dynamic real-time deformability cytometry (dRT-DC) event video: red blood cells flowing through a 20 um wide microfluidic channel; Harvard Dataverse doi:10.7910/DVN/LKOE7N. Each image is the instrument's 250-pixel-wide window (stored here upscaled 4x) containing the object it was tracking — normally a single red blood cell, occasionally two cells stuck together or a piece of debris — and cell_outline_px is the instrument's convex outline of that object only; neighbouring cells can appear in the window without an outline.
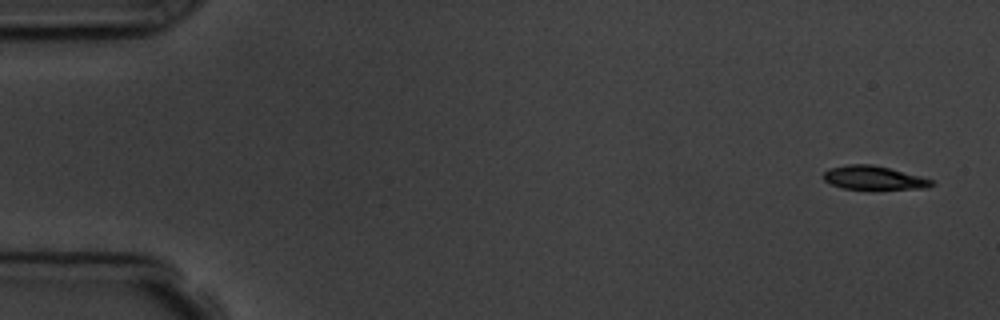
{"species": "common noctule bat (a hibernating species)", "species_latin": "Nyctalus noctula", "temperature_condition": "room temperature", "stored_images_in_passage": 5, "camera_frame_rate_fps": 3000, "um_per_image_px": 0.085, "animal": {"sex": "male", "body_mass_g": 19.5, "forearm_length_mm": 54.6}, "frame": {"image": 1, "passage_image": 1, "time_ms": 0.0, "image_size_px": [1000, 320], "cell_outline_px": [[936, 184], [928, 188], [844, 188], [832, 184], [824, 180], [824, 172], [828, 168], [848, 164], [872, 164], [936, 180]], "centroid_in_image_um": [74.3, 15.09], "position_along_channel_um": 10.7, "area_um2": 14.62}}
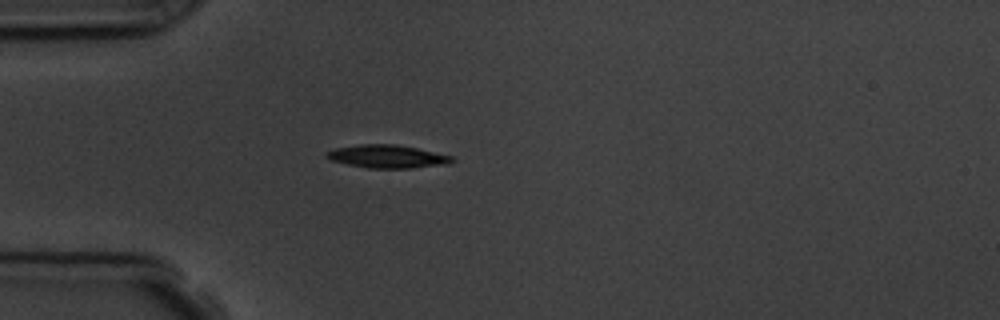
{"frame": {"image": 2, "passage_image": 5, "time_ms": 4.333, "image_size_px": [1000, 320], "cell_outline_px": [[456, 160], [448, 164], [412, 168], [368, 168], [348, 164], [332, 160], [324, 156], [324, 152], [336, 148], [360, 144], [396, 144], [416, 148], [452, 156]], "centroid_in_image_um": [32.92, 13.3], "position_along_channel_um": 52.1, "area_um2": 16.82}}